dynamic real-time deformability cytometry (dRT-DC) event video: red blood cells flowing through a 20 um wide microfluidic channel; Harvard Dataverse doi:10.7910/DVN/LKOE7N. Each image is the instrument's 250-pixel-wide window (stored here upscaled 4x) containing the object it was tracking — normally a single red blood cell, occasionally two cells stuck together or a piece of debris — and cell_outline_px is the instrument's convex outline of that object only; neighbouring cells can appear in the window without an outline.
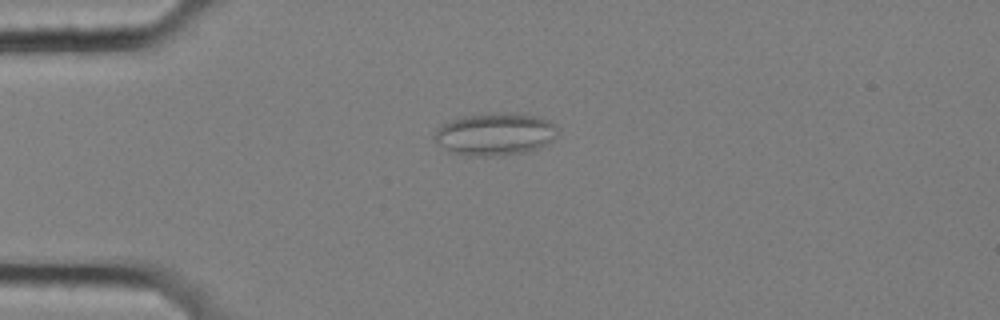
{"species": "common noctule bat (a hibernating species)", "species_latin": "Nyctalus noctula", "temperature_condition": "cold", "stored_images_in_passage": 45, "segment_of_instrument_passage": [1, 2], "camera_frame_rate_fps": 3000, "um_per_image_px": 0.085, "animal": {"sex": "female", "body_mass_g": 25.1}, "frame": {"image": 1, "passage_image": 2, "time_ms": 0.333, "image_size_px": [1000, 320], "cell_outline_px": [[560, 128], [556, 140], [548, 144], [524, 152], [500, 156], [460, 156], [448, 152], [436, 144], [432, 136], [436, 128], [440, 124], [464, 116], [488, 112], [516, 112], [536, 116], [548, 120], [556, 124]], "centroid_in_image_um": [42.06, 11.4], "position_along_channel_um": 42.9, "area_um2": 31.67}}